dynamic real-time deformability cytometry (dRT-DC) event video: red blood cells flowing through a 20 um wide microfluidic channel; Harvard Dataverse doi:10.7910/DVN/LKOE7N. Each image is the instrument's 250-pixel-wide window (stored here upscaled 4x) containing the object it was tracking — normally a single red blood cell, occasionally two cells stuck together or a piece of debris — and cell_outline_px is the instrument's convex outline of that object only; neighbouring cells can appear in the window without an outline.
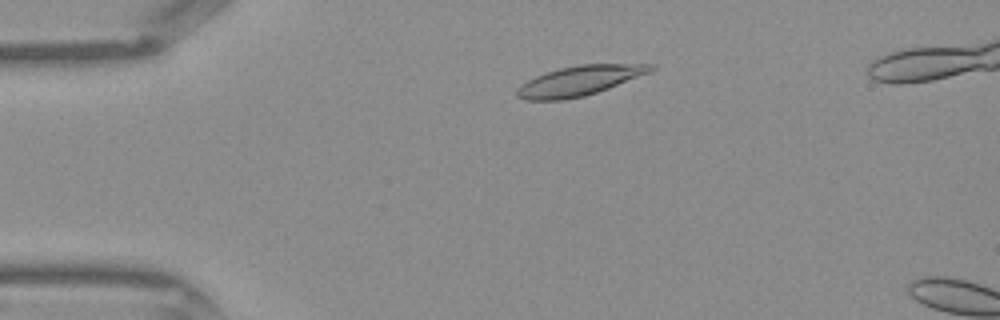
{"species": "Egyptian fruit bat (a non-hibernating species)", "species_latin": "Rousettus aegyptiacus", "temperature_condition": "warm", "stored_images_in_passage": 9, "camera_frame_rate_fps": 3000, "um_per_image_px": 0.085, "frame": {"image": 1, "passage_image": 7, "time_ms": 2.0, "image_size_px": [1000, 320], "cell_outline_px": [[656, 68], [652, 72], [608, 88], [584, 96], [564, 100], [524, 100], [516, 96], [516, 88], [520, 84], [544, 72], [560, 68], [580, 64], [656, 64]], "centroid_in_image_um": [49.24, 6.86], "position_along_channel_um": 35.8, "area_um2": 23.35}}